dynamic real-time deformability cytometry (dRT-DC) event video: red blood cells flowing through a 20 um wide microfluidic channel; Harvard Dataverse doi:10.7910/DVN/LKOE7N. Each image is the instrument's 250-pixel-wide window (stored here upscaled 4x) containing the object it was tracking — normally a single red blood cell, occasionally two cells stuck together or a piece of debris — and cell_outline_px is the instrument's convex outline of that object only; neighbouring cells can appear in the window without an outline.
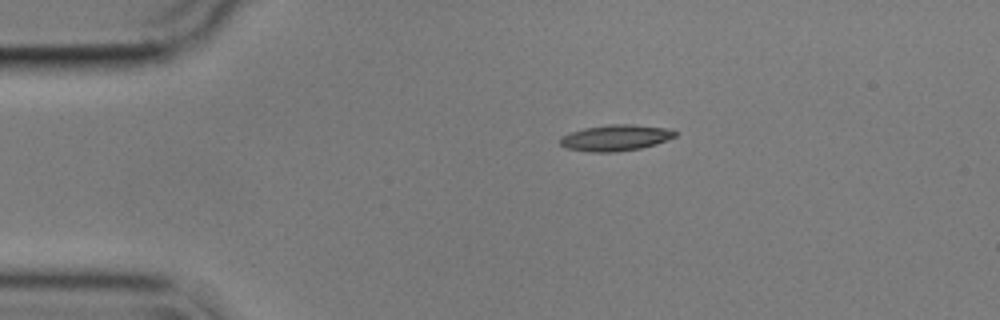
{"species": "common noctule bat (a hibernating species)", "species_latin": "Nyctalus noctula", "temperature_condition": "cold", "stored_images_in_passage": 46, "camera_frame_rate_fps": 3000, "um_per_image_px": 0.085, "animal": {"sex": "male", "body_mass_g": 17.9}, "frame": {"image": 1, "passage_image": 1, "time_ms": 0.0, "image_size_px": [1000, 320], "cell_outline_px": [[676, 136], [656, 144], [640, 148], [616, 152], [592, 152], [568, 148], [560, 144], [560, 140], [564, 136], [572, 132], [584, 128], [608, 124], [632, 124], [672, 128], [676, 132]], "centroid_in_image_um": [52.39, 11.7], "position_along_channel_um": 32.6, "area_um2": 17.4}}
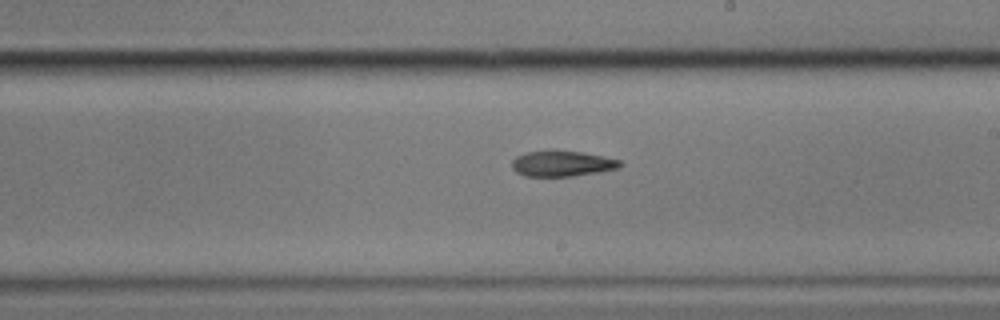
{"frame": {"image": 2, "passage_image": 22, "time_ms": 7.0, "image_size_px": [1000, 320], "cell_outline_px": [[624, 164], [620, 168], [600, 172], [572, 176], [524, 176], [516, 172], [512, 168], [512, 160], [516, 156], [524, 152], [552, 148], [580, 152], [620, 160]], "centroid_in_image_um": [47.74, 13.88], "position_along_channel_um": 241.3, "area_um2": 16.65}}
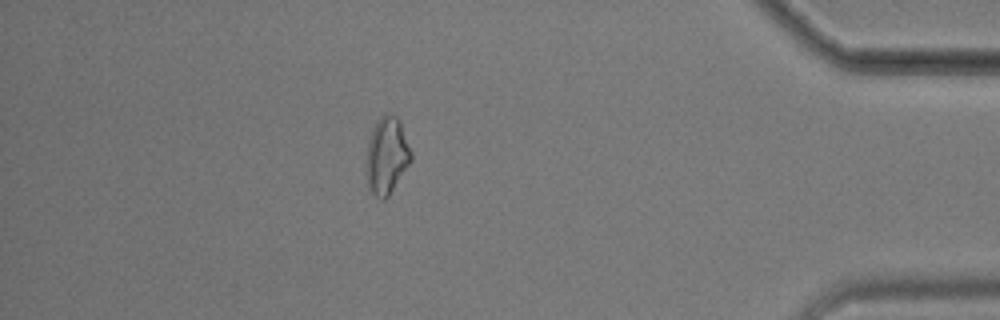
{"frame": {"image": 3, "passage_image": 39, "time_ms": 12.667, "image_size_px": [1000, 320], "cell_outline_px": [[412, 160], [388, 196], [384, 200], [380, 200], [368, 188], [368, 140], [372, 128], [380, 116], [384, 112], [396, 116], [400, 120], [412, 152]], "centroid_in_image_um": [32.91, 13.19], "position_along_channel_um": 402.3, "area_um2": 19.88}}